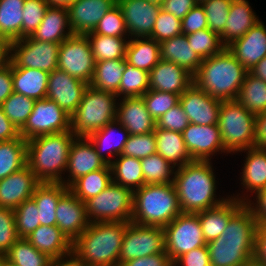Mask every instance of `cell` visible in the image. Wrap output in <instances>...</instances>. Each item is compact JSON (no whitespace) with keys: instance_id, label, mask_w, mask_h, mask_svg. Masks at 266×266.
<instances>
[{"instance_id":"obj_1","label":"cell","mask_w":266,"mask_h":266,"mask_svg":"<svg viewBox=\"0 0 266 266\" xmlns=\"http://www.w3.org/2000/svg\"><path fill=\"white\" fill-rule=\"evenodd\" d=\"M258 224L244 204L229 220L221 235L206 245L211 266H248L254 262Z\"/></svg>"},{"instance_id":"obj_2","label":"cell","mask_w":266,"mask_h":266,"mask_svg":"<svg viewBox=\"0 0 266 266\" xmlns=\"http://www.w3.org/2000/svg\"><path fill=\"white\" fill-rule=\"evenodd\" d=\"M211 161L193 160L176 168L173 185L182 213H197L222 204L228 197L217 198V181Z\"/></svg>"},{"instance_id":"obj_3","label":"cell","mask_w":266,"mask_h":266,"mask_svg":"<svg viewBox=\"0 0 266 266\" xmlns=\"http://www.w3.org/2000/svg\"><path fill=\"white\" fill-rule=\"evenodd\" d=\"M128 223H89L86 230L72 243V254L84 266H118Z\"/></svg>"},{"instance_id":"obj_4","label":"cell","mask_w":266,"mask_h":266,"mask_svg":"<svg viewBox=\"0 0 266 266\" xmlns=\"http://www.w3.org/2000/svg\"><path fill=\"white\" fill-rule=\"evenodd\" d=\"M248 70L225 47L216 55L202 60L194 84L211 97L222 101L236 100Z\"/></svg>"},{"instance_id":"obj_5","label":"cell","mask_w":266,"mask_h":266,"mask_svg":"<svg viewBox=\"0 0 266 266\" xmlns=\"http://www.w3.org/2000/svg\"><path fill=\"white\" fill-rule=\"evenodd\" d=\"M75 138L70 130L27 141V166L40 182L63 183L66 178L62 174L66 173L69 150Z\"/></svg>"},{"instance_id":"obj_6","label":"cell","mask_w":266,"mask_h":266,"mask_svg":"<svg viewBox=\"0 0 266 266\" xmlns=\"http://www.w3.org/2000/svg\"><path fill=\"white\" fill-rule=\"evenodd\" d=\"M180 213L173 183L144 184L133 193L132 223L164 228Z\"/></svg>"},{"instance_id":"obj_7","label":"cell","mask_w":266,"mask_h":266,"mask_svg":"<svg viewBox=\"0 0 266 266\" xmlns=\"http://www.w3.org/2000/svg\"><path fill=\"white\" fill-rule=\"evenodd\" d=\"M118 96L88 86L71 115V131L76 137H88L116 120Z\"/></svg>"},{"instance_id":"obj_8","label":"cell","mask_w":266,"mask_h":266,"mask_svg":"<svg viewBox=\"0 0 266 266\" xmlns=\"http://www.w3.org/2000/svg\"><path fill=\"white\" fill-rule=\"evenodd\" d=\"M255 118L237 100L222 101L218 126L224 148L230 154L254 147Z\"/></svg>"},{"instance_id":"obj_9","label":"cell","mask_w":266,"mask_h":266,"mask_svg":"<svg viewBox=\"0 0 266 266\" xmlns=\"http://www.w3.org/2000/svg\"><path fill=\"white\" fill-rule=\"evenodd\" d=\"M133 191L111 182L97 196L85 201L88 221L95 222H131Z\"/></svg>"},{"instance_id":"obj_10","label":"cell","mask_w":266,"mask_h":266,"mask_svg":"<svg viewBox=\"0 0 266 266\" xmlns=\"http://www.w3.org/2000/svg\"><path fill=\"white\" fill-rule=\"evenodd\" d=\"M163 229L165 250L172 263L190 250L207 244L197 213H180Z\"/></svg>"},{"instance_id":"obj_11","label":"cell","mask_w":266,"mask_h":266,"mask_svg":"<svg viewBox=\"0 0 266 266\" xmlns=\"http://www.w3.org/2000/svg\"><path fill=\"white\" fill-rule=\"evenodd\" d=\"M70 130L71 116L55 101L44 98L35 101L33 110L24 126L19 130V134L28 141L37 136Z\"/></svg>"},{"instance_id":"obj_12","label":"cell","mask_w":266,"mask_h":266,"mask_svg":"<svg viewBox=\"0 0 266 266\" xmlns=\"http://www.w3.org/2000/svg\"><path fill=\"white\" fill-rule=\"evenodd\" d=\"M60 44L41 42L31 36L10 42V61L16 67L40 69L49 73L58 69Z\"/></svg>"},{"instance_id":"obj_13","label":"cell","mask_w":266,"mask_h":266,"mask_svg":"<svg viewBox=\"0 0 266 266\" xmlns=\"http://www.w3.org/2000/svg\"><path fill=\"white\" fill-rule=\"evenodd\" d=\"M166 252L162 227L129 222L123 237L118 266L124 262L148 255Z\"/></svg>"},{"instance_id":"obj_14","label":"cell","mask_w":266,"mask_h":266,"mask_svg":"<svg viewBox=\"0 0 266 266\" xmlns=\"http://www.w3.org/2000/svg\"><path fill=\"white\" fill-rule=\"evenodd\" d=\"M94 68L95 60L86 35L73 34L60 44L58 69L90 84Z\"/></svg>"},{"instance_id":"obj_15","label":"cell","mask_w":266,"mask_h":266,"mask_svg":"<svg viewBox=\"0 0 266 266\" xmlns=\"http://www.w3.org/2000/svg\"><path fill=\"white\" fill-rule=\"evenodd\" d=\"M187 151L193 160L211 161L217 153H229L223 145L218 124L189 123L182 132Z\"/></svg>"},{"instance_id":"obj_16","label":"cell","mask_w":266,"mask_h":266,"mask_svg":"<svg viewBox=\"0 0 266 266\" xmlns=\"http://www.w3.org/2000/svg\"><path fill=\"white\" fill-rule=\"evenodd\" d=\"M130 38L151 37L161 4L149 0H117Z\"/></svg>"},{"instance_id":"obj_17","label":"cell","mask_w":266,"mask_h":266,"mask_svg":"<svg viewBox=\"0 0 266 266\" xmlns=\"http://www.w3.org/2000/svg\"><path fill=\"white\" fill-rule=\"evenodd\" d=\"M89 84L56 69L49 74L46 98L55 101L70 116L78 108Z\"/></svg>"},{"instance_id":"obj_18","label":"cell","mask_w":266,"mask_h":266,"mask_svg":"<svg viewBox=\"0 0 266 266\" xmlns=\"http://www.w3.org/2000/svg\"><path fill=\"white\" fill-rule=\"evenodd\" d=\"M179 102L190 123L218 124L222 100L211 97L194 83L180 96Z\"/></svg>"},{"instance_id":"obj_19","label":"cell","mask_w":266,"mask_h":266,"mask_svg":"<svg viewBox=\"0 0 266 266\" xmlns=\"http://www.w3.org/2000/svg\"><path fill=\"white\" fill-rule=\"evenodd\" d=\"M117 0H75L67 7L69 26L76 35L94 31L102 17L115 5Z\"/></svg>"},{"instance_id":"obj_20","label":"cell","mask_w":266,"mask_h":266,"mask_svg":"<svg viewBox=\"0 0 266 266\" xmlns=\"http://www.w3.org/2000/svg\"><path fill=\"white\" fill-rule=\"evenodd\" d=\"M89 223L85 203L68 189L56 206V226L73 243Z\"/></svg>"},{"instance_id":"obj_21","label":"cell","mask_w":266,"mask_h":266,"mask_svg":"<svg viewBox=\"0 0 266 266\" xmlns=\"http://www.w3.org/2000/svg\"><path fill=\"white\" fill-rule=\"evenodd\" d=\"M107 163L97 154L94 145L87 137H76L71 144L67 161V180L63 184L69 187L76 179L92 171L102 169Z\"/></svg>"},{"instance_id":"obj_22","label":"cell","mask_w":266,"mask_h":266,"mask_svg":"<svg viewBox=\"0 0 266 266\" xmlns=\"http://www.w3.org/2000/svg\"><path fill=\"white\" fill-rule=\"evenodd\" d=\"M40 183L27 165L3 178L0 180V207L15 210L25 200L32 198Z\"/></svg>"},{"instance_id":"obj_23","label":"cell","mask_w":266,"mask_h":266,"mask_svg":"<svg viewBox=\"0 0 266 266\" xmlns=\"http://www.w3.org/2000/svg\"><path fill=\"white\" fill-rule=\"evenodd\" d=\"M118 101L116 120L127 129L129 135L146 134L155 130L156 122L142 97H123Z\"/></svg>"},{"instance_id":"obj_24","label":"cell","mask_w":266,"mask_h":266,"mask_svg":"<svg viewBox=\"0 0 266 266\" xmlns=\"http://www.w3.org/2000/svg\"><path fill=\"white\" fill-rule=\"evenodd\" d=\"M248 71L266 56V26L259 21L227 47Z\"/></svg>"},{"instance_id":"obj_25","label":"cell","mask_w":266,"mask_h":266,"mask_svg":"<svg viewBox=\"0 0 266 266\" xmlns=\"http://www.w3.org/2000/svg\"><path fill=\"white\" fill-rule=\"evenodd\" d=\"M149 89L182 95L193 83V75L176 63L160 60L149 72Z\"/></svg>"},{"instance_id":"obj_26","label":"cell","mask_w":266,"mask_h":266,"mask_svg":"<svg viewBox=\"0 0 266 266\" xmlns=\"http://www.w3.org/2000/svg\"><path fill=\"white\" fill-rule=\"evenodd\" d=\"M238 152H246L245 154L247 156L245 157L242 172L240 173L242 174L240 178L243 186L242 189L244 190L245 187L247 191L242 196L239 193L236 196L233 195L232 198L246 203L250 198L246 192L256 194L258 191L266 188V150L253 147Z\"/></svg>"},{"instance_id":"obj_27","label":"cell","mask_w":266,"mask_h":266,"mask_svg":"<svg viewBox=\"0 0 266 266\" xmlns=\"http://www.w3.org/2000/svg\"><path fill=\"white\" fill-rule=\"evenodd\" d=\"M26 239L52 260L72 254V242L57 226H38Z\"/></svg>"},{"instance_id":"obj_28","label":"cell","mask_w":266,"mask_h":266,"mask_svg":"<svg viewBox=\"0 0 266 266\" xmlns=\"http://www.w3.org/2000/svg\"><path fill=\"white\" fill-rule=\"evenodd\" d=\"M244 204L229 195L228 199L219 206L197 212L205 242L208 243L217 239L227 227L230 218Z\"/></svg>"},{"instance_id":"obj_29","label":"cell","mask_w":266,"mask_h":266,"mask_svg":"<svg viewBox=\"0 0 266 266\" xmlns=\"http://www.w3.org/2000/svg\"><path fill=\"white\" fill-rule=\"evenodd\" d=\"M128 137L129 132L127 129L117 120H114L99 131L92 133L87 138L94 145L97 154L102 160L110 165L115 156L117 157L122 154ZM105 150L108 151V155L103 152ZM106 156L108 157L106 158Z\"/></svg>"},{"instance_id":"obj_30","label":"cell","mask_w":266,"mask_h":266,"mask_svg":"<svg viewBox=\"0 0 266 266\" xmlns=\"http://www.w3.org/2000/svg\"><path fill=\"white\" fill-rule=\"evenodd\" d=\"M252 10L247 0H233L224 31L220 35L225 47L245 35L259 21Z\"/></svg>"},{"instance_id":"obj_31","label":"cell","mask_w":266,"mask_h":266,"mask_svg":"<svg viewBox=\"0 0 266 266\" xmlns=\"http://www.w3.org/2000/svg\"><path fill=\"white\" fill-rule=\"evenodd\" d=\"M72 35L67 7L49 6L31 37L41 42L61 44Z\"/></svg>"},{"instance_id":"obj_32","label":"cell","mask_w":266,"mask_h":266,"mask_svg":"<svg viewBox=\"0 0 266 266\" xmlns=\"http://www.w3.org/2000/svg\"><path fill=\"white\" fill-rule=\"evenodd\" d=\"M160 59L176 63L193 76L197 73L202 62V59L189 45L185 34L160 42Z\"/></svg>"},{"instance_id":"obj_33","label":"cell","mask_w":266,"mask_h":266,"mask_svg":"<svg viewBox=\"0 0 266 266\" xmlns=\"http://www.w3.org/2000/svg\"><path fill=\"white\" fill-rule=\"evenodd\" d=\"M49 74L40 69L16 67L12 63L13 92L42 100L47 95Z\"/></svg>"},{"instance_id":"obj_34","label":"cell","mask_w":266,"mask_h":266,"mask_svg":"<svg viewBox=\"0 0 266 266\" xmlns=\"http://www.w3.org/2000/svg\"><path fill=\"white\" fill-rule=\"evenodd\" d=\"M156 151L175 169L192 162L181 132L155 127Z\"/></svg>"},{"instance_id":"obj_35","label":"cell","mask_w":266,"mask_h":266,"mask_svg":"<svg viewBox=\"0 0 266 266\" xmlns=\"http://www.w3.org/2000/svg\"><path fill=\"white\" fill-rule=\"evenodd\" d=\"M68 189L63 183L41 182L36 187L32 199L39 210L40 225L56 226V206Z\"/></svg>"},{"instance_id":"obj_36","label":"cell","mask_w":266,"mask_h":266,"mask_svg":"<svg viewBox=\"0 0 266 266\" xmlns=\"http://www.w3.org/2000/svg\"><path fill=\"white\" fill-rule=\"evenodd\" d=\"M125 60L138 69L150 72L160 59V43L145 38H130L126 46Z\"/></svg>"},{"instance_id":"obj_37","label":"cell","mask_w":266,"mask_h":266,"mask_svg":"<svg viewBox=\"0 0 266 266\" xmlns=\"http://www.w3.org/2000/svg\"><path fill=\"white\" fill-rule=\"evenodd\" d=\"M112 182L133 192L144 185L141 161L138 158L119 155L110 164Z\"/></svg>"},{"instance_id":"obj_38","label":"cell","mask_w":266,"mask_h":266,"mask_svg":"<svg viewBox=\"0 0 266 266\" xmlns=\"http://www.w3.org/2000/svg\"><path fill=\"white\" fill-rule=\"evenodd\" d=\"M125 61L116 59L95 62L94 74L89 85L98 90L112 92L119 98V85Z\"/></svg>"},{"instance_id":"obj_39","label":"cell","mask_w":266,"mask_h":266,"mask_svg":"<svg viewBox=\"0 0 266 266\" xmlns=\"http://www.w3.org/2000/svg\"><path fill=\"white\" fill-rule=\"evenodd\" d=\"M112 182L111 168L107 164L104 168L92 171L76 179L69 190L82 202L97 196Z\"/></svg>"},{"instance_id":"obj_40","label":"cell","mask_w":266,"mask_h":266,"mask_svg":"<svg viewBox=\"0 0 266 266\" xmlns=\"http://www.w3.org/2000/svg\"><path fill=\"white\" fill-rule=\"evenodd\" d=\"M27 165V141L21 136L0 142V180Z\"/></svg>"},{"instance_id":"obj_41","label":"cell","mask_w":266,"mask_h":266,"mask_svg":"<svg viewBox=\"0 0 266 266\" xmlns=\"http://www.w3.org/2000/svg\"><path fill=\"white\" fill-rule=\"evenodd\" d=\"M25 0H0V37L9 42L22 38Z\"/></svg>"},{"instance_id":"obj_42","label":"cell","mask_w":266,"mask_h":266,"mask_svg":"<svg viewBox=\"0 0 266 266\" xmlns=\"http://www.w3.org/2000/svg\"><path fill=\"white\" fill-rule=\"evenodd\" d=\"M236 100L254 115L265 112L266 82L248 72Z\"/></svg>"},{"instance_id":"obj_43","label":"cell","mask_w":266,"mask_h":266,"mask_svg":"<svg viewBox=\"0 0 266 266\" xmlns=\"http://www.w3.org/2000/svg\"><path fill=\"white\" fill-rule=\"evenodd\" d=\"M86 36L90 42L95 62L125 59L126 46L130 38L100 34H86Z\"/></svg>"},{"instance_id":"obj_44","label":"cell","mask_w":266,"mask_h":266,"mask_svg":"<svg viewBox=\"0 0 266 266\" xmlns=\"http://www.w3.org/2000/svg\"><path fill=\"white\" fill-rule=\"evenodd\" d=\"M4 256L13 266H49L52 260L38 251L26 238H19Z\"/></svg>"},{"instance_id":"obj_45","label":"cell","mask_w":266,"mask_h":266,"mask_svg":"<svg viewBox=\"0 0 266 266\" xmlns=\"http://www.w3.org/2000/svg\"><path fill=\"white\" fill-rule=\"evenodd\" d=\"M144 184L173 183L175 168L160 154H152L140 159ZM173 168V169H172Z\"/></svg>"},{"instance_id":"obj_46","label":"cell","mask_w":266,"mask_h":266,"mask_svg":"<svg viewBox=\"0 0 266 266\" xmlns=\"http://www.w3.org/2000/svg\"><path fill=\"white\" fill-rule=\"evenodd\" d=\"M149 80V72L125 61L119 85V97H142L149 90Z\"/></svg>"},{"instance_id":"obj_47","label":"cell","mask_w":266,"mask_h":266,"mask_svg":"<svg viewBox=\"0 0 266 266\" xmlns=\"http://www.w3.org/2000/svg\"><path fill=\"white\" fill-rule=\"evenodd\" d=\"M35 101V99L13 92L1 104V107L5 116L20 130L31 114Z\"/></svg>"},{"instance_id":"obj_48","label":"cell","mask_w":266,"mask_h":266,"mask_svg":"<svg viewBox=\"0 0 266 266\" xmlns=\"http://www.w3.org/2000/svg\"><path fill=\"white\" fill-rule=\"evenodd\" d=\"M189 45L202 60L221 52L225 46L218 34L209 28L186 35Z\"/></svg>"},{"instance_id":"obj_49","label":"cell","mask_w":266,"mask_h":266,"mask_svg":"<svg viewBox=\"0 0 266 266\" xmlns=\"http://www.w3.org/2000/svg\"><path fill=\"white\" fill-rule=\"evenodd\" d=\"M14 211L15 225L19 238H26L38 226H40L38 208L35 201L31 198L25 200Z\"/></svg>"},{"instance_id":"obj_50","label":"cell","mask_w":266,"mask_h":266,"mask_svg":"<svg viewBox=\"0 0 266 266\" xmlns=\"http://www.w3.org/2000/svg\"><path fill=\"white\" fill-rule=\"evenodd\" d=\"M142 98L149 114L157 122L163 114L179 103L180 95L149 89Z\"/></svg>"},{"instance_id":"obj_51","label":"cell","mask_w":266,"mask_h":266,"mask_svg":"<svg viewBox=\"0 0 266 266\" xmlns=\"http://www.w3.org/2000/svg\"><path fill=\"white\" fill-rule=\"evenodd\" d=\"M88 34H100L111 37H127L125 20L118 4L112 7L98 22L93 32Z\"/></svg>"},{"instance_id":"obj_52","label":"cell","mask_w":266,"mask_h":266,"mask_svg":"<svg viewBox=\"0 0 266 266\" xmlns=\"http://www.w3.org/2000/svg\"><path fill=\"white\" fill-rule=\"evenodd\" d=\"M232 2L233 0H207L201 3L207 17L208 28L219 36L224 31Z\"/></svg>"},{"instance_id":"obj_53","label":"cell","mask_w":266,"mask_h":266,"mask_svg":"<svg viewBox=\"0 0 266 266\" xmlns=\"http://www.w3.org/2000/svg\"><path fill=\"white\" fill-rule=\"evenodd\" d=\"M50 4L46 0H25L22 17V38L31 36L42 22Z\"/></svg>"},{"instance_id":"obj_54","label":"cell","mask_w":266,"mask_h":266,"mask_svg":"<svg viewBox=\"0 0 266 266\" xmlns=\"http://www.w3.org/2000/svg\"><path fill=\"white\" fill-rule=\"evenodd\" d=\"M156 153V139L153 131L146 134L129 135L121 155L142 159Z\"/></svg>"},{"instance_id":"obj_55","label":"cell","mask_w":266,"mask_h":266,"mask_svg":"<svg viewBox=\"0 0 266 266\" xmlns=\"http://www.w3.org/2000/svg\"><path fill=\"white\" fill-rule=\"evenodd\" d=\"M180 34H182L181 20L161 9L150 38L160 43Z\"/></svg>"},{"instance_id":"obj_56","label":"cell","mask_w":266,"mask_h":266,"mask_svg":"<svg viewBox=\"0 0 266 266\" xmlns=\"http://www.w3.org/2000/svg\"><path fill=\"white\" fill-rule=\"evenodd\" d=\"M18 239L14 211L0 207V255H4Z\"/></svg>"},{"instance_id":"obj_57","label":"cell","mask_w":266,"mask_h":266,"mask_svg":"<svg viewBox=\"0 0 266 266\" xmlns=\"http://www.w3.org/2000/svg\"><path fill=\"white\" fill-rule=\"evenodd\" d=\"M189 123L188 117L179 102L157 120L156 127L182 133Z\"/></svg>"},{"instance_id":"obj_58","label":"cell","mask_w":266,"mask_h":266,"mask_svg":"<svg viewBox=\"0 0 266 266\" xmlns=\"http://www.w3.org/2000/svg\"><path fill=\"white\" fill-rule=\"evenodd\" d=\"M182 34L188 35L208 28L207 17L201 4L195 5L181 20Z\"/></svg>"},{"instance_id":"obj_59","label":"cell","mask_w":266,"mask_h":266,"mask_svg":"<svg viewBox=\"0 0 266 266\" xmlns=\"http://www.w3.org/2000/svg\"><path fill=\"white\" fill-rule=\"evenodd\" d=\"M210 256L207 245L202 246L178 257L173 266H211Z\"/></svg>"},{"instance_id":"obj_60","label":"cell","mask_w":266,"mask_h":266,"mask_svg":"<svg viewBox=\"0 0 266 266\" xmlns=\"http://www.w3.org/2000/svg\"><path fill=\"white\" fill-rule=\"evenodd\" d=\"M161 9L180 20L195 6V0H162Z\"/></svg>"},{"instance_id":"obj_61","label":"cell","mask_w":266,"mask_h":266,"mask_svg":"<svg viewBox=\"0 0 266 266\" xmlns=\"http://www.w3.org/2000/svg\"><path fill=\"white\" fill-rule=\"evenodd\" d=\"M121 266H173L166 252L135 258L124 262Z\"/></svg>"},{"instance_id":"obj_62","label":"cell","mask_w":266,"mask_h":266,"mask_svg":"<svg viewBox=\"0 0 266 266\" xmlns=\"http://www.w3.org/2000/svg\"><path fill=\"white\" fill-rule=\"evenodd\" d=\"M256 202L252 200H248L245 204L251 209L253 212L254 218L258 225L266 224V188L258 191L255 194ZM255 202V203H254Z\"/></svg>"},{"instance_id":"obj_63","label":"cell","mask_w":266,"mask_h":266,"mask_svg":"<svg viewBox=\"0 0 266 266\" xmlns=\"http://www.w3.org/2000/svg\"><path fill=\"white\" fill-rule=\"evenodd\" d=\"M13 93L12 62L0 68V105Z\"/></svg>"},{"instance_id":"obj_64","label":"cell","mask_w":266,"mask_h":266,"mask_svg":"<svg viewBox=\"0 0 266 266\" xmlns=\"http://www.w3.org/2000/svg\"><path fill=\"white\" fill-rule=\"evenodd\" d=\"M254 262L266 266V224L257 227Z\"/></svg>"},{"instance_id":"obj_65","label":"cell","mask_w":266,"mask_h":266,"mask_svg":"<svg viewBox=\"0 0 266 266\" xmlns=\"http://www.w3.org/2000/svg\"><path fill=\"white\" fill-rule=\"evenodd\" d=\"M20 136L19 130L14 124L5 116L0 105V142L10 141Z\"/></svg>"},{"instance_id":"obj_66","label":"cell","mask_w":266,"mask_h":266,"mask_svg":"<svg viewBox=\"0 0 266 266\" xmlns=\"http://www.w3.org/2000/svg\"><path fill=\"white\" fill-rule=\"evenodd\" d=\"M254 147L266 150V111L256 115Z\"/></svg>"},{"instance_id":"obj_67","label":"cell","mask_w":266,"mask_h":266,"mask_svg":"<svg viewBox=\"0 0 266 266\" xmlns=\"http://www.w3.org/2000/svg\"><path fill=\"white\" fill-rule=\"evenodd\" d=\"M10 61V42L0 37V68Z\"/></svg>"},{"instance_id":"obj_68","label":"cell","mask_w":266,"mask_h":266,"mask_svg":"<svg viewBox=\"0 0 266 266\" xmlns=\"http://www.w3.org/2000/svg\"><path fill=\"white\" fill-rule=\"evenodd\" d=\"M248 72L254 77L266 82V56L255 64Z\"/></svg>"},{"instance_id":"obj_69","label":"cell","mask_w":266,"mask_h":266,"mask_svg":"<svg viewBox=\"0 0 266 266\" xmlns=\"http://www.w3.org/2000/svg\"><path fill=\"white\" fill-rule=\"evenodd\" d=\"M49 266H82V264L73 254H70L63 258L51 260Z\"/></svg>"},{"instance_id":"obj_70","label":"cell","mask_w":266,"mask_h":266,"mask_svg":"<svg viewBox=\"0 0 266 266\" xmlns=\"http://www.w3.org/2000/svg\"><path fill=\"white\" fill-rule=\"evenodd\" d=\"M50 6L68 7L75 0H46Z\"/></svg>"},{"instance_id":"obj_71","label":"cell","mask_w":266,"mask_h":266,"mask_svg":"<svg viewBox=\"0 0 266 266\" xmlns=\"http://www.w3.org/2000/svg\"><path fill=\"white\" fill-rule=\"evenodd\" d=\"M0 266H5V256L0 255Z\"/></svg>"},{"instance_id":"obj_72","label":"cell","mask_w":266,"mask_h":266,"mask_svg":"<svg viewBox=\"0 0 266 266\" xmlns=\"http://www.w3.org/2000/svg\"><path fill=\"white\" fill-rule=\"evenodd\" d=\"M195 1H196L197 4H201V3H203V2H205L207 0H195Z\"/></svg>"},{"instance_id":"obj_73","label":"cell","mask_w":266,"mask_h":266,"mask_svg":"<svg viewBox=\"0 0 266 266\" xmlns=\"http://www.w3.org/2000/svg\"><path fill=\"white\" fill-rule=\"evenodd\" d=\"M149 1L156 2V3H161L162 2V0H149Z\"/></svg>"},{"instance_id":"obj_74","label":"cell","mask_w":266,"mask_h":266,"mask_svg":"<svg viewBox=\"0 0 266 266\" xmlns=\"http://www.w3.org/2000/svg\"><path fill=\"white\" fill-rule=\"evenodd\" d=\"M5 266H13L12 264L8 263L5 259Z\"/></svg>"},{"instance_id":"obj_75","label":"cell","mask_w":266,"mask_h":266,"mask_svg":"<svg viewBox=\"0 0 266 266\" xmlns=\"http://www.w3.org/2000/svg\"><path fill=\"white\" fill-rule=\"evenodd\" d=\"M248 266H260V265H258V264H256L255 262H253V263H251V264L248 265Z\"/></svg>"}]
</instances>
